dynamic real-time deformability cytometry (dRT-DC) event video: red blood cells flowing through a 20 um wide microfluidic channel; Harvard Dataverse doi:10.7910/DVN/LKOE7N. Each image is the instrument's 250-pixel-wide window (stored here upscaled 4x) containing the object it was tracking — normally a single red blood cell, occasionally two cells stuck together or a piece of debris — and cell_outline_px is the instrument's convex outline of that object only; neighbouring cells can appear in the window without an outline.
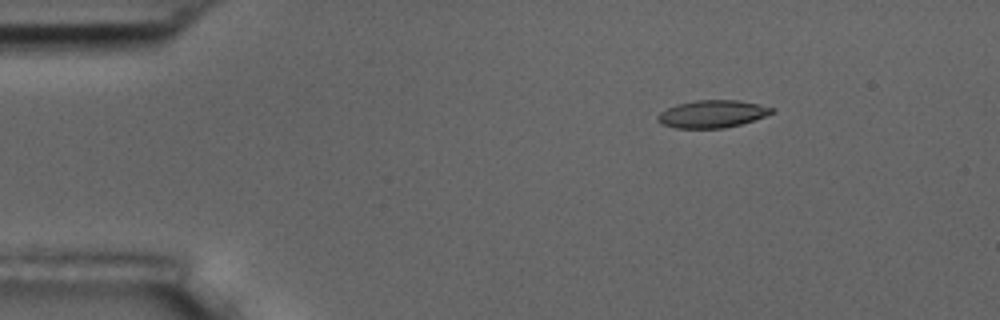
{"species": "common noctule bat (a hibernating species)", "species_latin": "Nyctalus noctula", "temperature_condition": "room temperature", "stored_images_in_passage": 5, "camera_frame_rate_fps": 3000, "um_per_image_px": 0.085, "animal": {"sex": "male", "body_mass_g": 17.5, "forearm_length_mm": 52.3}, "frame": {"image": 1, "passage_image": 1, "time_ms": 0.0, "image_size_px": [1000, 320], "cell_outline_px": [[776, 108], [772, 112], [764, 116], [740, 124], [724, 128], [676, 128], [660, 124], [656, 120], [656, 116], [660, 112], [676, 104], [696, 100], [740, 100], [760, 104]], "centroid_in_image_um": [60.51, 9.68], "position_along_channel_um": 24.5, "area_um2": 18.32}}
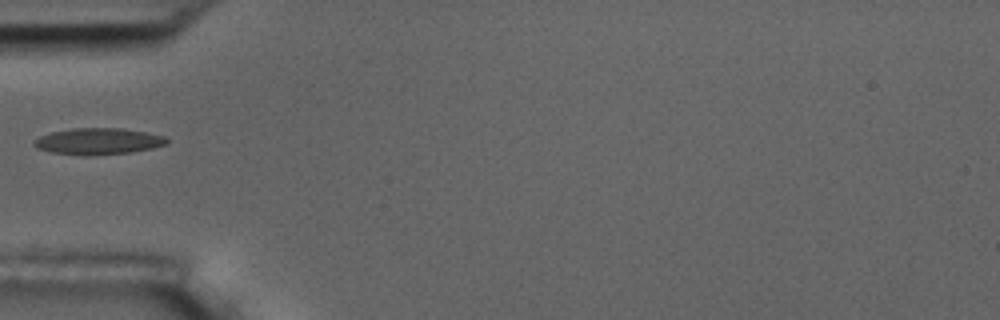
{"frame": {"image": 2, "passage_image": 4, "time_ms": 3.333, "image_size_px": [1000, 320], "cell_outline_px": [[168, 144], [152, 148], [128, 152], [80, 156], [52, 152], [36, 148], [32, 144], [32, 140], [40, 136], [52, 132], [72, 128], [120, 128], [144, 132], [164, 136], [168, 140]], "centroid_in_image_um": [8.3, 12.01], "position_along_channel_um": 76.7, "area_um2": 20.35}}